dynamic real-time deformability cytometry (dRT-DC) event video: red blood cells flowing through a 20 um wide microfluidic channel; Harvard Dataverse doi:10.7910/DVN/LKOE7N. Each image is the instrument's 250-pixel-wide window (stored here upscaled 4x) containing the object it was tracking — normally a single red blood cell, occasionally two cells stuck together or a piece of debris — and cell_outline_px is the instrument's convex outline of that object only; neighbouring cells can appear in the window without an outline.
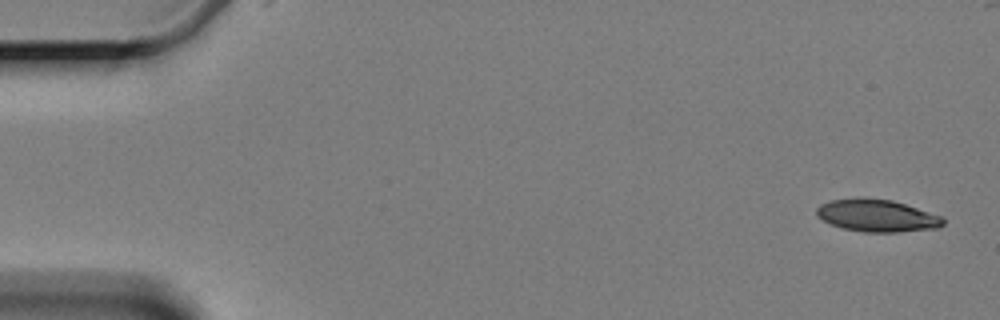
{"species": "Egyptian fruit bat (a non-hibernating species)", "species_latin": "Rousettus aegyptiacus", "temperature_condition": "cold", "stored_images_in_passage": 4, "camera_frame_rate_fps": 3000, "um_per_image_px": 0.085, "animal": {"sex": "female"}, "frame": {"image": 1, "passage_image": 1, "time_ms": 0.0, "image_size_px": [1000, 320], "cell_outline_px": [[944, 224], [940, 228], [896, 232], [864, 232], [844, 228], [832, 224], [816, 216], [816, 208], [820, 204], [832, 200], [856, 196], [864, 196], [892, 200], [944, 216]], "centroid_in_image_um": [74.56, 18.3], "position_along_channel_um": 10.4, "area_um2": 24.22}}
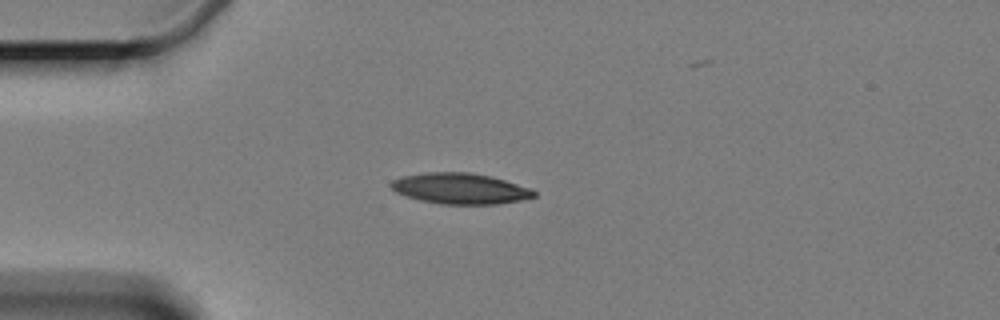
{"frame": {"image": 2, "passage_image": 4, "time_ms": 4.333, "image_size_px": [1000, 320], "cell_outline_px": [[536, 196], [520, 200], [496, 204], [440, 204], [420, 200], [396, 192], [392, 188], [392, 180], [400, 176], [428, 172], [472, 172], [504, 180], [532, 188], [536, 192]], "centroid_in_image_um": [39.13, 16.02], "position_along_channel_um": 45.9, "area_um2": 25.55}}